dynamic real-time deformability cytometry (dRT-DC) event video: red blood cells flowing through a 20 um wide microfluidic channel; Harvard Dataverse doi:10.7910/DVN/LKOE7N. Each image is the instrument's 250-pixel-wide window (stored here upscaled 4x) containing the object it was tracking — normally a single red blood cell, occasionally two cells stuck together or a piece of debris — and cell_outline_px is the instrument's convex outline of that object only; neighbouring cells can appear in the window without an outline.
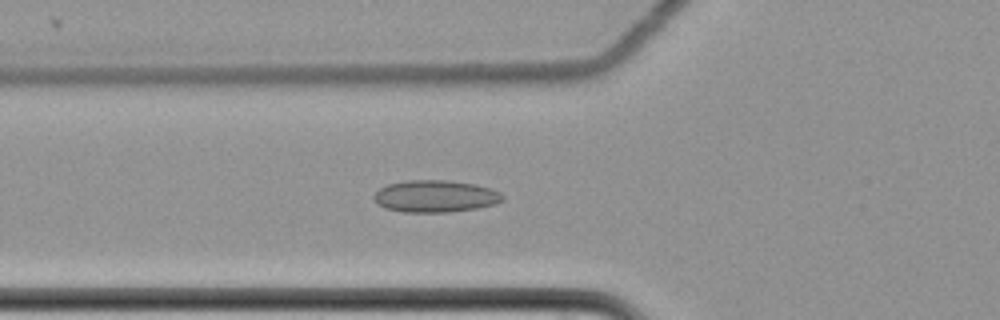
{"species": "common noctule bat (a hibernating species)", "species_latin": "Nyctalus noctula", "temperature_condition": "cold", "stored_images_in_passage": 61, "camera_frame_rate_fps": 3000, "um_per_image_px": 0.085, "animal": {"sex": "female", "body_mass_g": 22.7, "forearm_length_mm": 54.2}, "frame": {"image": 1, "passage_image": 24, "time_ms": 7.667, "image_size_px": [1000, 320], "cell_outline_px": [[504, 200], [496, 204], [476, 208], [448, 212], [404, 212], [384, 208], [376, 204], [372, 196], [380, 188], [388, 184], [408, 180], [444, 180], [476, 184], [500, 192], [504, 196]], "centroid_in_image_um": [36.98, 16.68], "position_along_channel_um": 88.8, "area_um2": 24.1}}
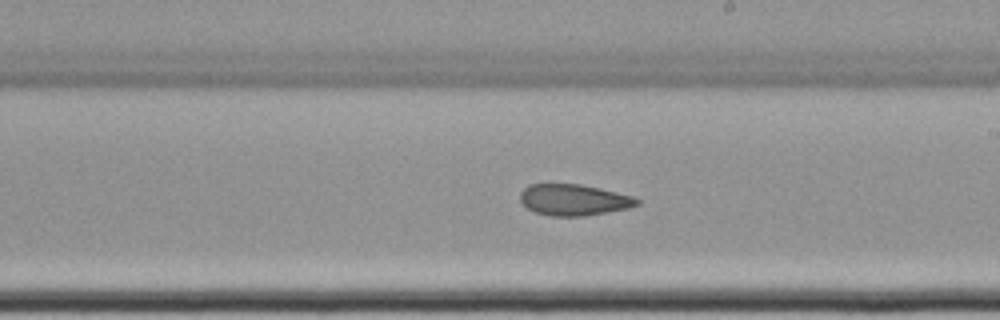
{"frame": {"image": 2, "passage_image": 37, "time_ms": 12.0, "image_size_px": [1000, 320], "cell_outline_px": [[640, 204], [628, 208], [608, 212], [584, 216], [552, 216], [532, 212], [520, 200], [520, 192], [528, 184], [580, 184], [600, 188], [632, 196], [640, 200]], "centroid_in_image_um": [48.76, 16.99], "position_along_channel_um": 240.2, "area_um2": 21.33}}
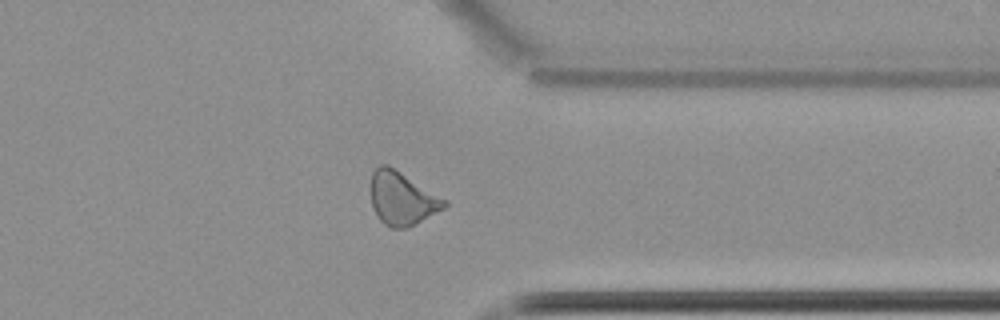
{"frame": {"image": 3, "passage_image": 49, "time_ms": 16.0, "image_size_px": [1000, 320], "cell_outline_px": [[448, 204], [444, 208], [408, 228], [392, 228], [384, 224], [376, 216], [372, 204], [372, 172], [380, 164], [388, 164], [448, 200]], "centroid_in_image_um": [34.19, 16.87], "position_along_channel_um": 377.2, "area_um2": 22.77}, "authors_computed_cell_mechanics": {"area_um2": 23.5246, "velocity_mm_per_s": 3.4959, "shape_relaxation_time_tau1_ms": null, "shape_relaxation_time_tau2_ms": 4.3397, "deformation_change_tau1": null, "deformation_change_tau2": 0.1093}}